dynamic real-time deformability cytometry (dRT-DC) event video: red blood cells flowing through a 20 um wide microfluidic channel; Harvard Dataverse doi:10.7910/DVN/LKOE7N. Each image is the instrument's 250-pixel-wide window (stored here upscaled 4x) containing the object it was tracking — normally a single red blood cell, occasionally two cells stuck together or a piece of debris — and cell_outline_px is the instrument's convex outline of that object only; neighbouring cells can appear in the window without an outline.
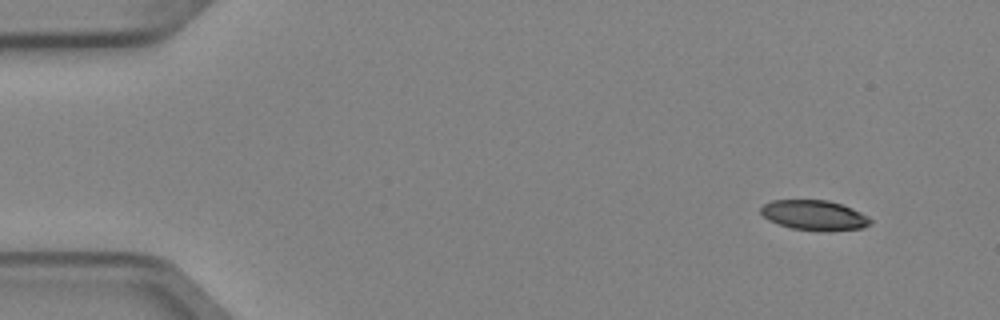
{"species": "Egyptian fruit bat (a non-hibernating species)", "species_latin": "Rousettus aegyptiacus", "temperature_condition": "cold", "stored_images_in_passage": 4, "camera_frame_rate_fps": 3000, "um_per_image_px": 0.085, "animal": {"sex": "female"}, "frame": {"image": 1, "passage_image": 1, "time_ms": 0.0, "image_size_px": [1000, 320], "cell_outline_px": [[872, 224], [864, 228], [792, 228], [768, 220], [760, 212], [760, 208], [764, 204], [772, 200], [828, 200], [852, 208], [868, 216], [872, 220]], "centroid_in_image_um": [69.19, 18.24], "position_along_channel_um": 15.8, "area_um2": 18.26}}
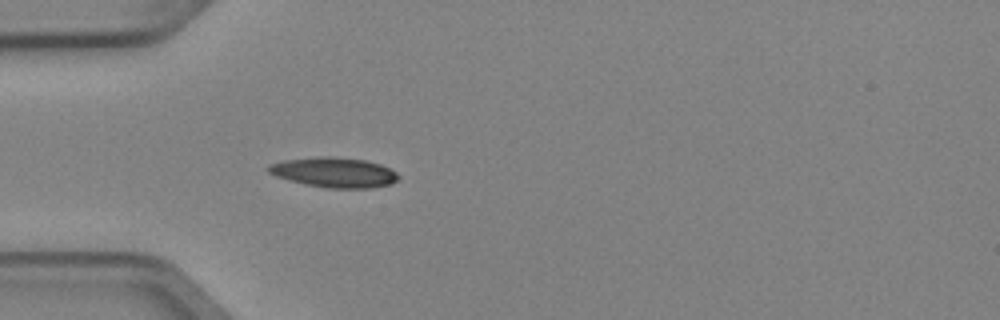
{"frame": {"image": 2, "passage_image": 4, "time_ms": 1.0, "image_size_px": [1000, 320], "cell_outline_px": [[400, 176], [392, 184], [372, 188], [328, 188], [308, 184], [276, 176], [268, 172], [268, 164], [284, 160], [320, 156], [332, 156], [364, 160], [380, 164], [396, 172]], "centroid_in_image_um": [28.43, 14.65], "position_along_channel_um": 56.6, "area_um2": 22.54}}